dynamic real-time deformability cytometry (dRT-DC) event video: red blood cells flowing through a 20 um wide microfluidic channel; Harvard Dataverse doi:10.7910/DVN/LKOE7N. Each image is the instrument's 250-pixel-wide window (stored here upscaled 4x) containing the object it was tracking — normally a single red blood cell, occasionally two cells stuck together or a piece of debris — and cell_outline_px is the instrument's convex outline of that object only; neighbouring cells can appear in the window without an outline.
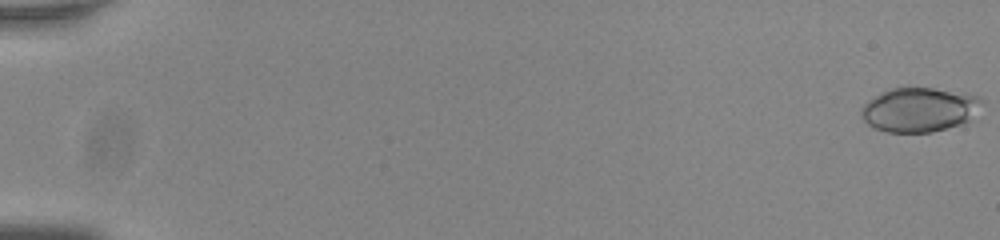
{"species": "common noctule bat (a hibernating species)", "species_latin": "Nyctalus noctula", "temperature_condition": "room temperature", "stored_images_in_passage": 56, "camera_frame_rate_fps": 3000, "um_per_image_px": 0.085, "animal": {"sex": "male", "body_mass_g": 20.0, "forearm_length_mm": 53.3}, "frame": {"image": 1, "passage_image": 1, "time_ms": 0.0, "image_size_px": [1000, 240], "cell_outline_px": [[984, 104], [968, 120], [960, 124], [932, 132], [888, 132], [876, 128], [868, 124], [864, 120], [860, 112], [860, 108], [864, 104], [880, 92], [888, 88], [932, 88], [976, 96], [984, 100]], "centroid_in_image_um": [78.11, 9.32], "position_along_channel_um": 6.9, "area_um2": 30.81}}